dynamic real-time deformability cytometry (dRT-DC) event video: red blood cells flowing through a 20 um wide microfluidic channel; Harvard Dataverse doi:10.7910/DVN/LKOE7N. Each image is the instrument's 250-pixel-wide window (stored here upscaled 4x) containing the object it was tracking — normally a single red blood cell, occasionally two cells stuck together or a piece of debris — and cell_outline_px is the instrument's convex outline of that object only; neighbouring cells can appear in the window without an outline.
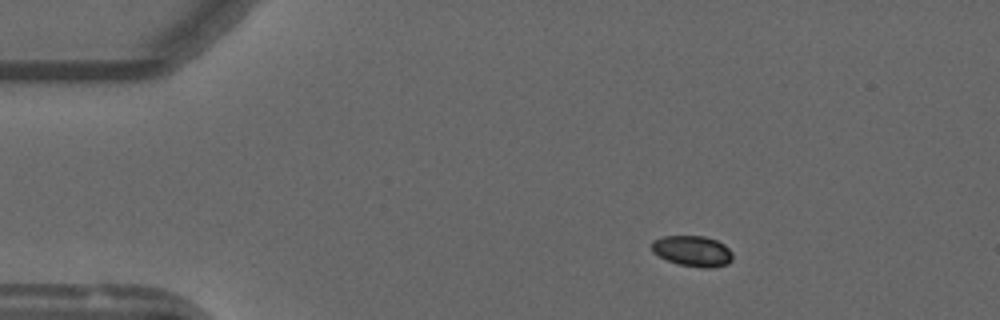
{"species": "common noctule bat (a hibernating species)", "species_latin": "Nyctalus noctula", "temperature_condition": "warm", "stored_images_in_passage": 40, "camera_frame_rate_fps": 3000, "um_per_image_px": 0.085, "animal": {"sex": "male", "forearm_length_mm": 52.5}, "frame": {"image": 1, "passage_image": 9, "time_ms": 2.667, "image_size_px": [1000, 320], "cell_outline_px": [[732, 260], [728, 264], [712, 268], [704, 268], [680, 264], [668, 260], [652, 252], [652, 240], [664, 236], [704, 236], [716, 240], [724, 244], [732, 252]], "centroid_in_image_um": [58.88, 21.33], "position_along_channel_um": 26.1, "area_um2": 14.45}}
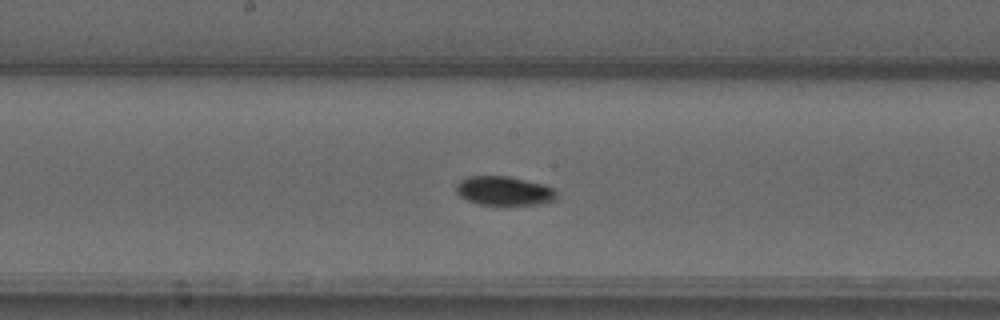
{"frame": {"image": 2, "passage_image": 29, "time_ms": 9.333, "image_size_px": [1000, 320], "cell_outline_px": [[556, 200], [544, 204], [508, 208], [480, 204], [468, 200], [460, 196], [456, 192], [456, 184], [460, 180], [468, 176], [508, 176], [544, 184], [552, 188], [556, 192]], "centroid_in_image_um": [42.88, 16.28], "position_along_channel_um": 205.3, "area_um2": 17.86}}
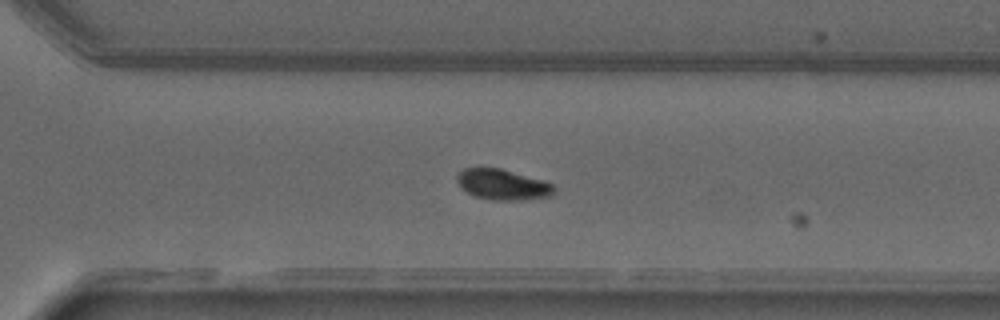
{"frame": {"image": 3, "passage_image": 39, "time_ms": 12.667, "image_size_px": [1000, 320], "cell_outline_px": [[556, 188], [552, 196], [524, 200], [492, 200], [476, 196], [460, 188], [456, 180], [456, 176], [464, 168], [500, 168], [544, 180], [552, 184]], "centroid_in_image_um": [42.74, 15.69], "position_along_channel_um": 327.9, "area_um2": 17.4}}